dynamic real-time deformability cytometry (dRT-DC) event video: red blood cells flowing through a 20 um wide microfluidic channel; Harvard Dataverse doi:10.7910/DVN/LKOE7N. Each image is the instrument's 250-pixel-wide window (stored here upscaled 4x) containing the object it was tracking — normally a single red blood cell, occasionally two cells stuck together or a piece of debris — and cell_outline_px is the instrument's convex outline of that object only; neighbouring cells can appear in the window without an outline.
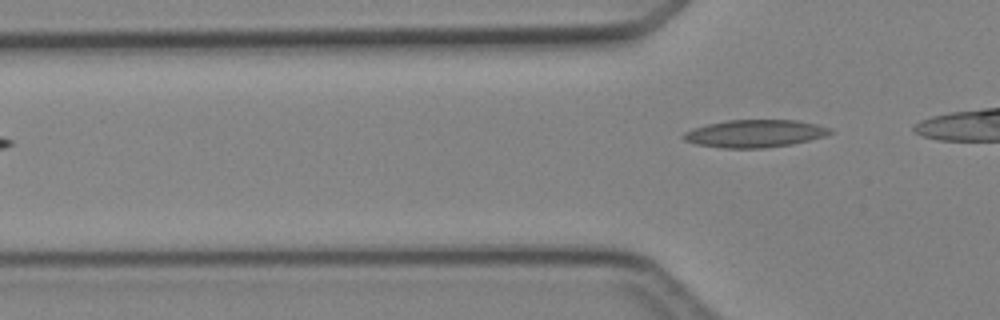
{"species": "Egyptian fruit bat (a non-hibernating species)", "species_latin": "Rousettus aegyptiacus", "temperature_condition": "cold", "stored_images_in_passage": 4, "camera_frame_rate_fps": 3000, "um_per_image_px": 0.085, "animal": {"sex": "female"}, "frame": {"image": 1, "passage_image": 4, "time_ms": 3.667, "image_size_px": [1000, 320], "cell_outline_px": [[832, 132], [824, 136], [792, 144], [764, 148], [720, 148], [696, 144], [684, 140], [680, 136], [684, 132], [692, 128], [708, 124], [728, 120], [796, 120], [816, 124], [832, 128]], "centroid_in_image_um": [64.12, 11.35], "position_along_channel_um": 61.7, "area_um2": 23.58}}